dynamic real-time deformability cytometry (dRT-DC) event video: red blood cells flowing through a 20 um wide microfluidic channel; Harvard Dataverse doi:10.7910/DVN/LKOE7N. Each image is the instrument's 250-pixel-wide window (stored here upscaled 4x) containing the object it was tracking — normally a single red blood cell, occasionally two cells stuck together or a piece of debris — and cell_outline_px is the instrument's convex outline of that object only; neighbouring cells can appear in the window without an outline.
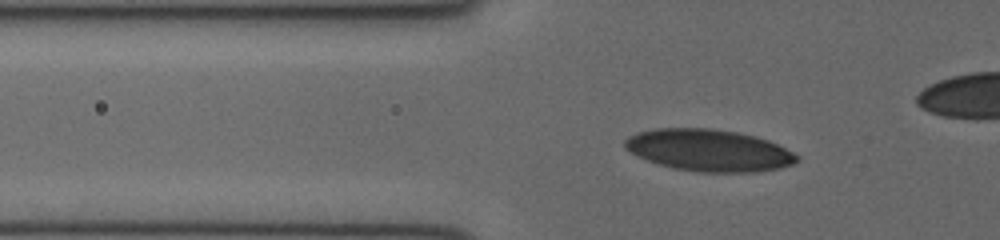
{"species": "human", "species_latin": "Homo sapiens", "temperature_condition": "cold", "stored_images_in_passage": 40, "camera_frame_rate_fps": 3000, "um_per_image_px": 0.085, "donor": {"sex": "female"}, "frame": {"image": 1, "passage_image": 13, "time_ms": 4.0, "image_size_px": [1000, 240], "cell_outline_px": [[800, 160], [792, 164], [780, 168], [756, 172], [696, 172], [672, 168], [656, 164], [624, 148], [624, 140], [628, 136], [640, 132], [656, 128], [712, 128], [736, 132], [756, 136], [768, 140], [800, 156]], "centroid_in_image_um": [60.26, 12.78], "position_along_channel_um": 65.5, "area_um2": 42.02}}
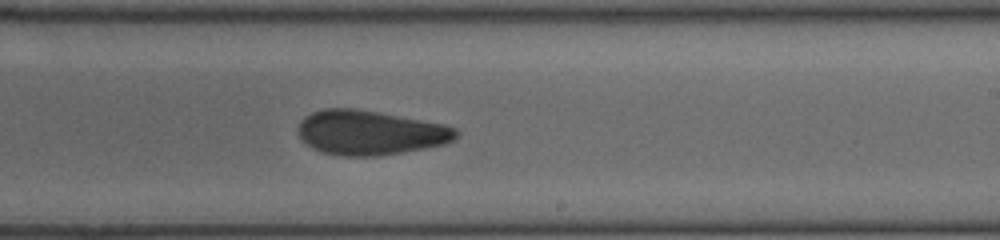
{"frame": {"image": 2, "passage_image": 25, "time_ms": 8.0, "image_size_px": [1000, 240], "cell_outline_px": [[460, 132], [452, 140], [444, 144], [404, 152], [376, 156], [344, 156], [324, 152], [312, 148], [300, 136], [296, 128], [300, 120], [304, 116], [312, 112], [324, 108], [356, 108], [444, 124], [456, 128]], "centroid_in_image_um": [31.43, 11.26], "position_along_channel_um": 257.6, "area_um2": 40.92}}
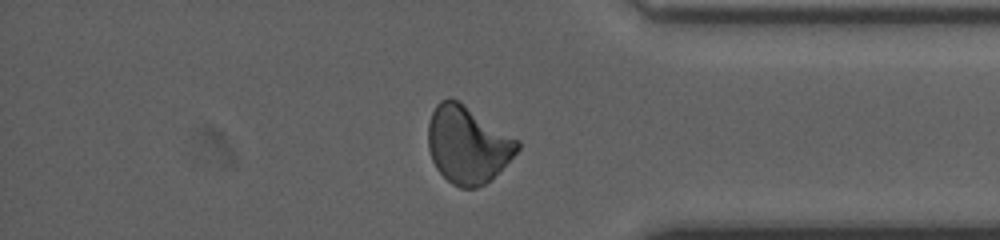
{"frame": {"image": 3, "passage_image": 34, "time_ms": 11.0, "image_size_px": [1000, 240], "cell_outline_px": [[520, 148], [484, 184], [476, 188], [460, 188], [452, 184], [436, 168], [432, 160], [428, 148], [428, 124], [432, 112], [436, 104], [440, 100], [448, 96], [464, 104], [520, 140]], "centroid_in_image_um": [39.71, 12.26], "position_along_channel_um": 395.5, "area_um2": 39.88}}